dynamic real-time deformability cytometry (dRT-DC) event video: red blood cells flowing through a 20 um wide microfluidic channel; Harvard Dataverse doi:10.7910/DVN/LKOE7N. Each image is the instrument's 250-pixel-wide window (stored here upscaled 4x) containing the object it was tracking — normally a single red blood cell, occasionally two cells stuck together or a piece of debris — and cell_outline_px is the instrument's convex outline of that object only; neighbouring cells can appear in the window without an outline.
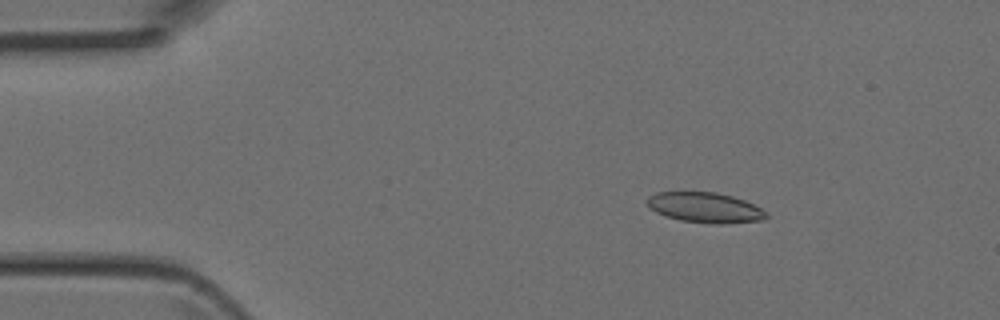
{"species": "Egyptian fruit bat (a non-hibernating species)", "species_latin": "Rousettus aegyptiacus", "temperature_condition": "room temperature", "stored_images_in_passage": 3, "camera_frame_rate_fps": 3000, "um_per_image_px": 0.085, "animal": {"sex": "female"}, "frame": {"image": 1, "passage_image": 1, "time_ms": 0.0, "image_size_px": [1000, 320], "cell_outline_px": [[768, 216], [764, 220], [720, 224], [712, 224], [680, 220], [664, 216], [648, 208], [648, 196], [656, 192], [716, 192], [732, 196], [744, 200], [768, 212]], "centroid_in_image_um": [59.92, 17.65], "position_along_channel_um": 25.1, "area_um2": 21.1}}